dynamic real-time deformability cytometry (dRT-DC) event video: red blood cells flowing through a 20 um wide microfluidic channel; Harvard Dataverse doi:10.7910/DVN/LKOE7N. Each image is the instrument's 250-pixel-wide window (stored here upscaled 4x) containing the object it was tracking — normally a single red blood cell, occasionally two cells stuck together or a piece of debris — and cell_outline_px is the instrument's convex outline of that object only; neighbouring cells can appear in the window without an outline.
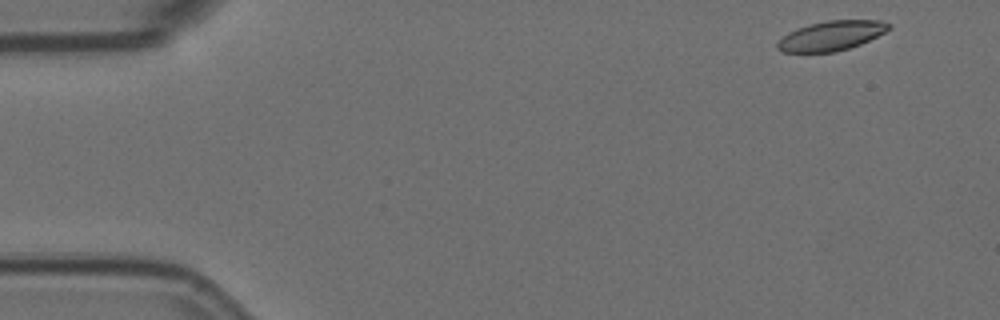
{"species": "Egyptian fruit bat (a non-hibernating species)", "species_latin": "Rousettus aegyptiacus", "temperature_condition": "room temperature", "stored_images_in_passage": 4, "camera_frame_rate_fps": 3000, "um_per_image_px": 0.085, "animal": {"sex": "female"}, "frame": {"image": 1, "passage_image": 1, "time_ms": 0.0, "image_size_px": [1000, 320], "cell_outline_px": [[892, 24], [884, 32], [860, 44], [836, 52], [780, 52], [776, 48], [776, 44], [788, 32], [812, 24], [828, 20], [880, 20]], "centroid_in_image_um": [70.65, 3.04], "position_along_channel_um": 14.4, "area_um2": 18.9}}
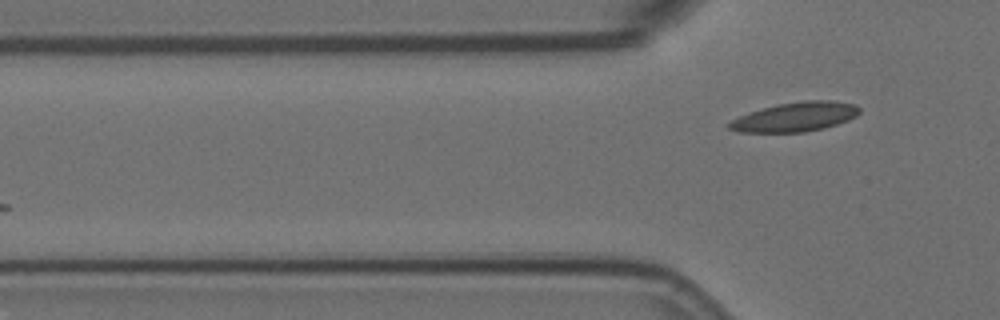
{"frame": {"image": 2, "passage_image": 4, "time_ms": 1.0, "image_size_px": [1000, 320], "cell_outline_px": [[860, 112], [856, 116], [848, 120], [824, 128], [804, 132], [736, 132], [728, 128], [728, 124], [732, 120], [748, 112], [776, 104], [804, 100], [832, 100], [856, 104], [860, 108]], "centroid_in_image_um": [67.6, 9.92], "position_along_channel_um": 58.2, "area_um2": 22.37}}